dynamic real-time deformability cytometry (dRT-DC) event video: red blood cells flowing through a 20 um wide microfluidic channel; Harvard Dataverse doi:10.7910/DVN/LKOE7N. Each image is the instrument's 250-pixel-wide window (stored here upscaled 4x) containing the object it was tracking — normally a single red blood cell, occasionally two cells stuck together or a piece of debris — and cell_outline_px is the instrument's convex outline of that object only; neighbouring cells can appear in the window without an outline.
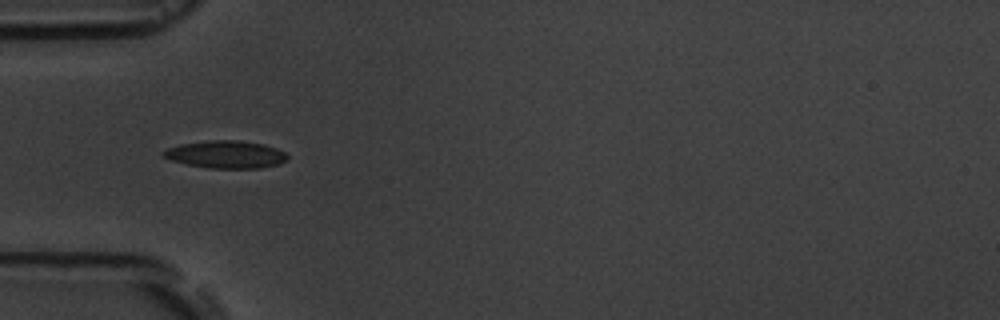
{"species": "common noctule bat (a hibernating species)", "species_latin": "Nyctalus noctula", "temperature_condition": "room temperature", "stored_images_in_passage": 3, "camera_frame_rate_fps": 3000, "um_per_image_px": 0.085, "animal": {"sex": "male", "body_mass_g": 19.5, "forearm_length_mm": 54.6}, "frame": {"image": 1, "passage_image": 1, "time_ms": 0.0, "image_size_px": [1000, 320], "cell_outline_px": [[288, 160], [280, 164], [260, 168], [212, 168], [188, 164], [172, 160], [164, 156], [160, 152], [168, 148], [180, 144], [208, 140], [240, 140], [264, 144], [276, 148], [284, 152], [288, 156]], "centroid_in_image_um": [19.23, 13.12], "position_along_channel_um": 65.8, "area_um2": 19.88}}
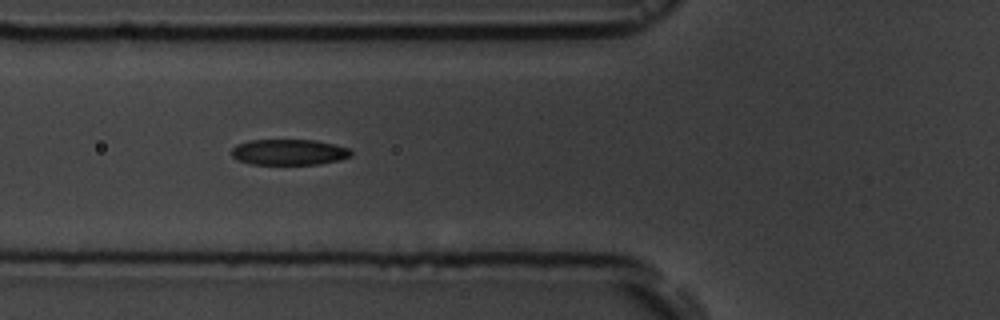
{"frame": {"image": 2, "passage_image": 2, "time_ms": 1.0, "image_size_px": [1000, 320], "cell_outline_px": [[352, 156], [340, 160], [320, 164], [252, 164], [236, 160], [232, 156], [232, 148], [236, 144], [248, 140], [316, 140], [348, 148], [352, 152]], "centroid_in_image_um": [24.55, 12.93], "position_along_channel_um": 101.3, "area_um2": 18.03}}
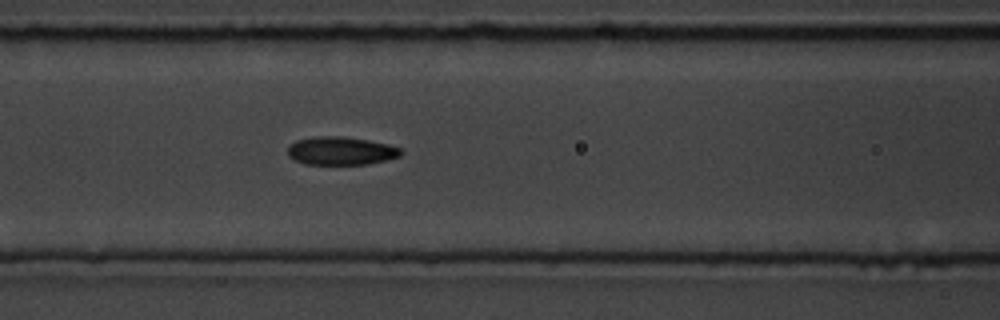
{"frame": {"image": 3, "passage_image": 3, "time_ms": 2.0, "image_size_px": [1000, 320], "cell_outline_px": [[404, 152], [400, 156], [388, 160], [368, 164], [304, 164], [288, 156], [288, 144], [296, 140], [312, 136], [344, 136], [368, 140], [388, 144], [400, 148]], "centroid_in_image_um": [28.98, 12.81], "position_along_channel_um": 137.6, "area_um2": 18.84}}